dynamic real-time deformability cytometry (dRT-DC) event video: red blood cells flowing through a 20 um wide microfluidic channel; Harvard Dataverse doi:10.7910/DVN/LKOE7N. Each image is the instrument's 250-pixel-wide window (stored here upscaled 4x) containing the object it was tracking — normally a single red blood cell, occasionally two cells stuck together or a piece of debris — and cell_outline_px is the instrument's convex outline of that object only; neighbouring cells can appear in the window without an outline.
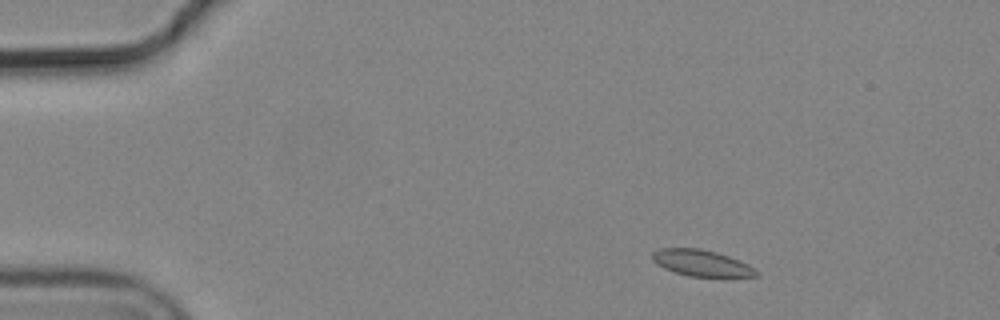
{"species": "common noctule bat (a hibernating species)", "species_latin": "Nyctalus noctula", "temperature_condition": "cold", "stored_images_in_passage": 6, "camera_frame_rate_fps": 3000, "um_per_image_px": 0.085, "animal": {"sex": "male", "body_mass_g": 19.2, "forearm_length_mm": 51.8}, "frame": {"image": 1, "passage_image": 2, "time_ms": 0.333, "image_size_px": [1000, 320], "cell_outline_px": [[760, 272], [756, 276], [688, 276], [664, 268], [652, 260], [652, 252], [660, 248], [700, 248], [716, 252], [740, 260], [756, 268]], "centroid_in_image_um": [59.64, 22.34], "position_along_channel_um": 25.4, "area_um2": 15.84}}
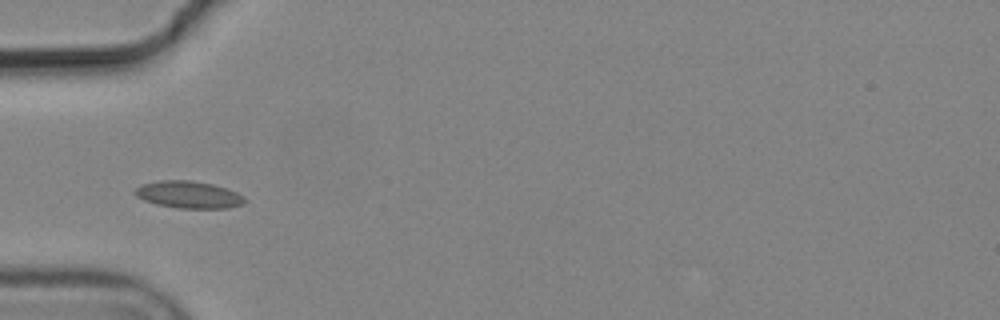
{"frame": {"image": 2, "passage_image": 5, "time_ms": 1.333, "image_size_px": [1000, 320], "cell_outline_px": [[244, 204], [228, 208], [176, 208], [156, 204], [144, 200], [136, 196], [132, 192], [140, 184], [160, 180], [192, 180], [212, 184], [236, 192], [244, 196]], "centroid_in_image_um": [15.99, 16.54], "position_along_channel_um": 69.0, "area_um2": 17.4}}
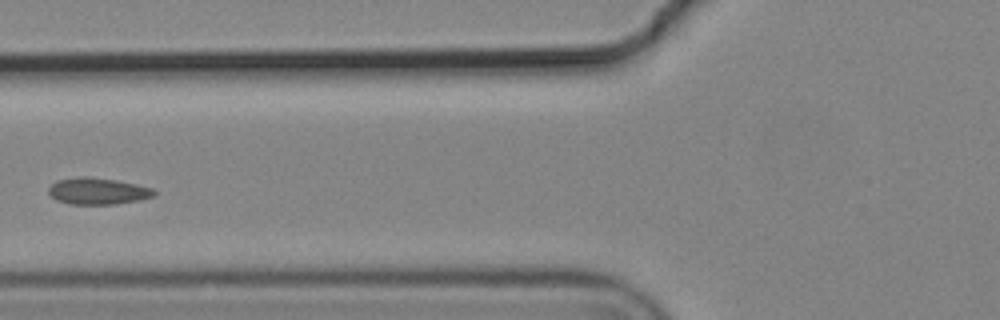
{"frame": {"image": 3, "passage_image": 6, "time_ms": 1.667, "image_size_px": [1000, 320], "cell_outline_px": [[156, 196], [140, 200], [116, 204], [68, 204], [56, 200], [48, 192], [48, 188], [56, 180], [80, 176], [88, 176], [116, 180], [136, 184], [152, 188], [156, 192]], "centroid_in_image_um": [8.31, 16.24], "position_along_channel_um": 117.5, "area_um2": 16.53}}